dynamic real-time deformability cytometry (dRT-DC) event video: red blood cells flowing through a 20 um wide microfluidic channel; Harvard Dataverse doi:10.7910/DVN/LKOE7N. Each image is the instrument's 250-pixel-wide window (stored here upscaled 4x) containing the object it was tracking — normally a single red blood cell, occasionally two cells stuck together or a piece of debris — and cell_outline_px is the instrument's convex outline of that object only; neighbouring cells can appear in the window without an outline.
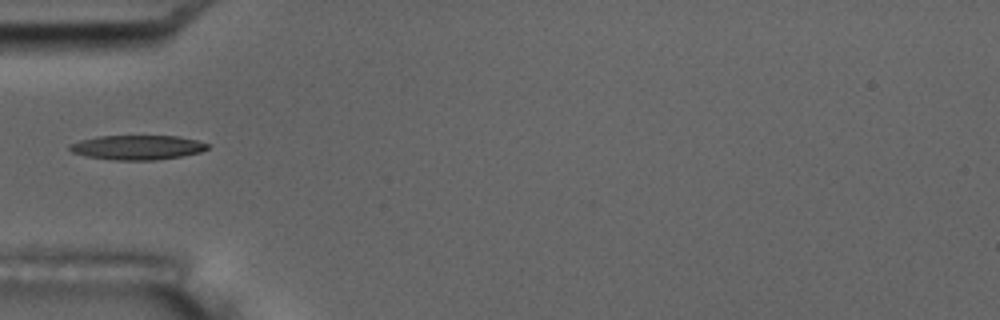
{"species": "common noctule bat (a hibernating species)", "species_latin": "Nyctalus noctula", "temperature_condition": "room temperature", "stored_images_in_passage": 5, "camera_frame_rate_fps": 3000, "um_per_image_px": 0.085, "animal": {"sex": "male", "body_mass_g": 17.5, "forearm_length_mm": 52.3}, "frame": {"image": 1, "passage_image": 5, "time_ms": 5.333, "image_size_px": [1000, 320], "cell_outline_px": [[208, 148], [200, 152], [180, 156], [156, 160], [112, 160], [88, 156], [72, 152], [68, 148], [68, 144], [80, 140], [96, 136], [176, 136], [196, 140], [208, 144]], "centroid_in_image_um": [11.63, 12.53], "position_along_channel_um": 73.4, "area_um2": 19.59}}